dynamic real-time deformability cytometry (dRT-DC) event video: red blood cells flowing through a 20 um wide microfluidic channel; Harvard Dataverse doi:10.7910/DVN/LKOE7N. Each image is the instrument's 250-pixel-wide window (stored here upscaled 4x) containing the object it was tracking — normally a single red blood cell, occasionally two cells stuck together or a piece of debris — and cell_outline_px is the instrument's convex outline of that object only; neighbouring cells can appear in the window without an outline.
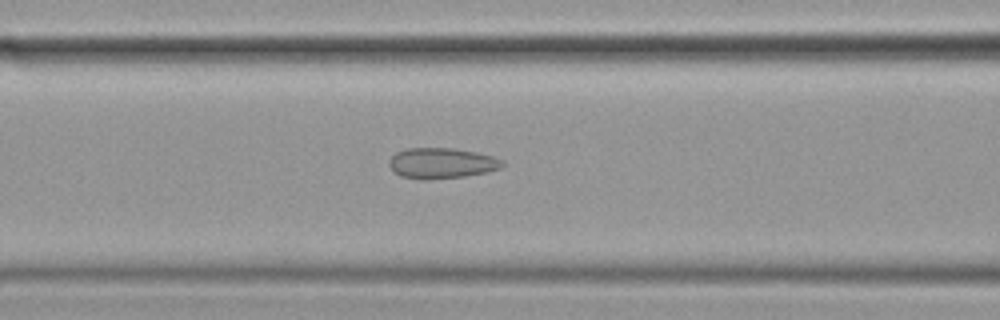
{"species": "common noctule bat (a hibernating species)", "species_latin": "Nyctalus noctula", "temperature_condition": "cold", "stored_images_in_passage": 57, "camera_frame_rate_fps": 3000, "um_per_image_px": 0.085, "animal": {"sex": "female", "body_mass_g": 19.9}, "frame": {"image": 1, "passage_image": 23, "time_ms": 7.333, "image_size_px": [1000, 320], "cell_outline_px": [[504, 164], [500, 168], [488, 172], [464, 176], [400, 176], [388, 164], [388, 160], [396, 152], [408, 148], [452, 148], [476, 152], [492, 156], [500, 160]], "centroid_in_image_um": [37.56, 13.81], "position_along_channel_um": 129.0, "area_um2": 19.13}}
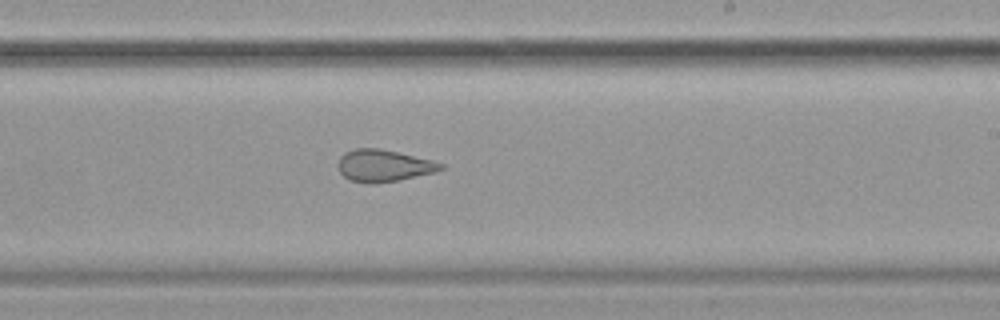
{"frame": {"image": 2, "passage_image": 34, "time_ms": 11.0, "image_size_px": [1000, 320], "cell_outline_px": [[444, 168], [436, 172], [396, 180], [372, 184], [368, 184], [352, 180], [344, 176], [340, 172], [340, 156], [344, 152], [356, 148], [380, 148], [432, 160], [444, 164]], "centroid_in_image_um": [32.63, 14.07], "position_along_channel_um": 256.4, "area_um2": 18.9}}
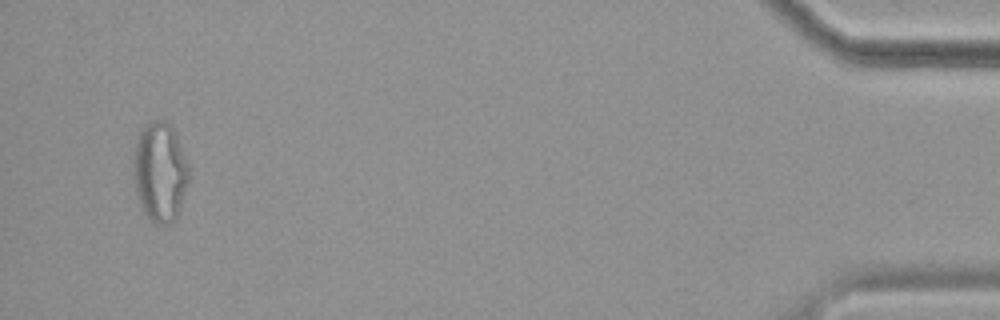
{"frame": {"image": 3, "passage_image": 55, "time_ms": 18.0, "image_size_px": [1000, 320], "cell_outline_px": [[188, 180], [176, 220], [172, 224], [156, 224], [144, 212], [136, 196], [132, 164], [132, 160], [136, 140], [140, 132], [152, 120], [168, 120], [172, 124], [176, 132], [188, 164]], "centroid_in_image_um": [13.59, 14.59], "position_along_channel_um": 421.6, "area_um2": 32.43}, "authors_computed_cell_mechanics": {"area_um2": 23.409, "velocity_mm_per_s": 3.4857, "shape_relaxation_time_tau1_ms": null, "shape_relaxation_time_tau2_ms": 1.7703, "deformation_change_tau1": null, "deformation_change_tau2": 0.0883}}